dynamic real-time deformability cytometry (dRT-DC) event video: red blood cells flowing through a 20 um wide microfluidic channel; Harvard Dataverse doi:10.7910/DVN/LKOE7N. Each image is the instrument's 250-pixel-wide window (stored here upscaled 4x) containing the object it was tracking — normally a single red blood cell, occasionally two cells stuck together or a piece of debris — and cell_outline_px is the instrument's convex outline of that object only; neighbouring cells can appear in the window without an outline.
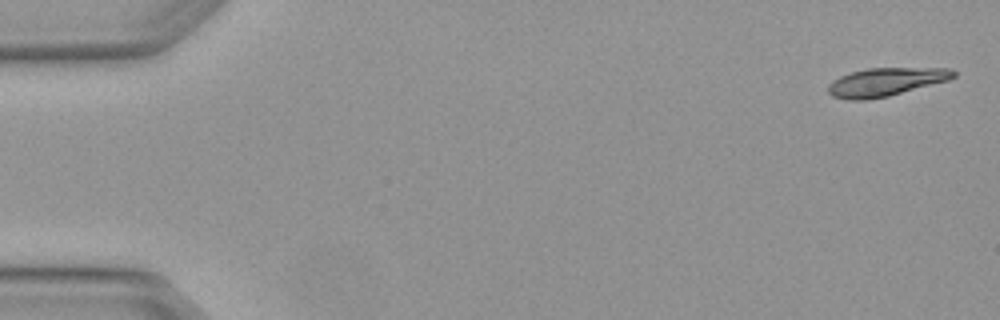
{"species": "Egyptian fruit bat (a non-hibernating species)", "species_latin": "Rousettus aegyptiacus", "temperature_condition": "warm", "stored_images_in_passage": 5, "segment_of_instrument_passage": [2, 2], "camera_frame_rate_fps": 3000, "um_per_image_px": 0.085, "animal": {"sex": "female"}, "frame": {"image": 1, "passage_image": 5, "time_ms": 1.333, "image_size_px": [1000, 320], "cell_outline_px": [[956, 76], [948, 80], [888, 96], [868, 100], [848, 100], [832, 96], [828, 92], [828, 84], [832, 80], [840, 76], [852, 72], [868, 68], [948, 68], [956, 72]], "centroid_in_image_um": [75.25, 6.97], "position_along_channel_um": 9.7, "area_um2": 20.58}}